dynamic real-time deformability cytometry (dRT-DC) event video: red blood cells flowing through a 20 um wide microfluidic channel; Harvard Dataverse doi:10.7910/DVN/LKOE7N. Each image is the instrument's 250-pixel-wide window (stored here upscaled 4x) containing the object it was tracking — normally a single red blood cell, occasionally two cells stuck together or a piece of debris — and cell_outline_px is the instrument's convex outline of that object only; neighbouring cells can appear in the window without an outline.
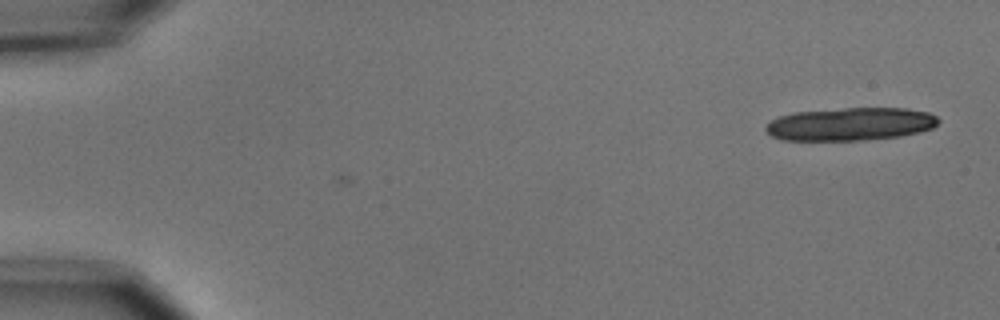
{"species": "common noctule bat (a hibernating species)", "species_latin": "Nyctalus noctula", "temperature_condition": "cold", "stored_images_in_passage": 10, "camera_frame_rate_fps": 3000, "um_per_image_px": 0.085, "animal": {"sex": "male", "body_mass_g": 15.6}, "frame": {"image": 1, "passage_image": 10, "time_ms": 3.0, "image_size_px": [1000, 320], "cell_outline_px": [[940, 120], [932, 128], [920, 132], [900, 136], [864, 140], [780, 140], [772, 136], [764, 128], [772, 120], [780, 116], [792, 112], [844, 108], [908, 108], [928, 112], [936, 116]], "centroid_in_image_um": [72.3, 10.54], "position_along_channel_um": 12.7, "area_um2": 33.23}}